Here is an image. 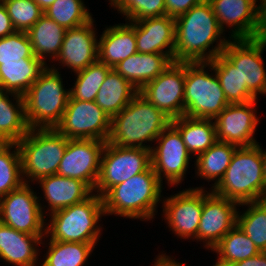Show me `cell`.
Masks as SVG:
<instances>
[{"instance_id":"6","label":"cell","mask_w":266,"mask_h":266,"mask_svg":"<svg viewBox=\"0 0 266 266\" xmlns=\"http://www.w3.org/2000/svg\"><path fill=\"white\" fill-rule=\"evenodd\" d=\"M264 183L260 145L257 143L236 148L223 178L211 191L240 205L256 201Z\"/></svg>"},{"instance_id":"28","label":"cell","mask_w":266,"mask_h":266,"mask_svg":"<svg viewBox=\"0 0 266 266\" xmlns=\"http://www.w3.org/2000/svg\"><path fill=\"white\" fill-rule=\"evenodd\" d=\"M138 92L128 80L112 68L101 85L95 102L112 119Z\"/></svg>"},{"instance_id":"22","label":"cell","mask_w":266,"mask_h":266,"mask_svg":"<svg viewBox=\"0 0 266 266\" xmlns=\"http://www.w3.org/2000/svg\"><path fill=\"white\" fill-rule=\"evenodd\" d=\"M45 236L17 231L0 222V259L12 266L39 265L38 245L45 244Z\"/></svg>"},{"instance_id":"23","label":"cell","mask_w":266,"mask_h":266,"mask_svg":"<svg viewBox=\"0 0 266 266\" xmlns=\"http://www.w3.org/2000/svg\"><path fill=\"white\" fill-rule=\"evenodd\" d=\"M135 53V21L106 27L98 40V61L110 68L116 67L122 60Z\"/></svg>"},{"instance_id":"12","label":"cell","mask_w":266,"mask_h":266,"mask_svg":"<svg viewBox=\"0 0 266 266\" xmlns=\"http://www.w3.org/2000/svg\"><path fill=\"white\" fill-rule=\"evenodd\" d=\"M158 144L151 148V167L163 183L177 186L184 180L189 161L192 158L188 152L180 132L170 124L156 138Z\"/></svg>"},{"instance_id":"4","label":"cell","mask_w":266,"mask_h":266,"mask_svg":"<svg viewBox=\"0 0 266 266\" xmlns=\"http://www.w3.org/2000/svg\"><path fill=\"white\" fill-rule=\"evenodd\" d=\"M49 66L23 95L30 129L55 128L61 122L70 97V89L65 90L63 86L61 72L55 64Z\"/></svg>"},{"instance_id":"40","label":"cell","mask_w":266,"mask_h":266,"mask_svg":"<svg viewBox=\"0 0 266 266\" xmlns=\"http://www.w3.org/2000/svg\"><path fill=\"white\" fill-rule=\"evenodd\" d=\"M125 16V21H139L165 15V0H108Z\"/></svg>"},{"instance_id":"14","label":"cell","mask_w":266,"mask_h":266,"mask_svg":"<svg viewBox=\"0 0 266 266\" xmlns=\"http://www.w3.org/2000/svg\"><path fill=\"white\" fill-rule=\"evenodd\" d=\"M185 63L173 62L139 93L171 119L184 115Z\"/></svg>"},{"instance_id":"1","label":"cell","mask_w":266,"mask_h":266,"mask_svg":"<svg viewBox=\"0 0 266 266\" xmlns=\"http://www.w3.org/2000/svg\"><path fill=\"white\" fill-rule=\"evenodd\" d=\"M175 31L174 62L208 63L222 54L231 40L222 37L224 31L208 0H203L177 17Z\"/></svg>"},{"instance_id":"32","label":"cell","mask_w":266,"mask_h":266,"mask_svg":"<svg viewBox=\"0 0 266 266\" xmlns=\"http://www.w3.org/2000/svg\"><path fill=\"white\" fill-rule=\"evenodd\" d=\"M212 251L217 254V261L213 266H230L261 252L237 224Z\"/></svg>"},{"instance_id":"24","label":"cell","mask_w":266,"mask_h":266,"mask_svg":"<svg viewBox=\"0 0 266 266\" xmlns=\"http://www.w3.org/2000/svg\"><path fill=\"white\" fill-rule=\"evenodd\" d=\"M37 183L40 184L43 198L48 203V210L44 211L45 216L49 212L53 213L82 202L93 193L83 181L58 174L40 178Z\"/></svg>"},{"instance_id":"48","label":"cell","mask_w":266,"mask_h":266,"mask_svg":"<svg viewBox=\"0 0 266 266\" xmlns=\"http://www.w3.org/2000/svg\"><path fill=\"white\" fill-rule=\"evenodd\" d=\"M38 6L46 11L56 0H33Z\"/></svg>"},{"instance_id":"45","label":"cell","mask_w":266,"mask_h":266,"mask_svg":"<svg viewBox=\"0 0 266 266\" xmlns=\"http://www.w3.org/2000/svg\"><path fill=\"white\" fill-rule=\"evenodd\" d=\"M230 266H266V251L260 252L251 258L239 261Z\"/></svg>"},{"instance_id":"17","label":"cell","mask_w":266,"mask_h":266,"mask_svg":"<svg viewBox=\"0 0 266 266\" xmlns=\"http://www.w3.org/2000/svg\"><path fill=\"white\" fill-rule=\"evenodd\" d=\"M203 188L183 189L163 199L162 215L178 238L196 239L203 209Z\"/></svg>"},{"instance_id":"43","label":"cell","mask_w":266,"mask_h":266,"mask_svg":"<svg viewBox=\"0 0 266 266\" xmlns=\"http://www.w3.org/2000/svg\"><path fill=\"white\" fill-rule=\"evenodd\" d=\"M259 1V5L256 4V24L253 39L266 43V0Z\"/></svg>"},{"instance_id":"13","label":"cell","mask_w":266,"mask_h":266,"mask_svg":"<svg viewBox=\"0 0 266 266\" xmlns=\"http://www.w3.org/2000/svg\"><path fill=\"white\" fill-rule=\"evenodd\" d=\"M266 43L255 39H231L222 54L238 70L242 86L258 99V95H266V70L263 52Z\"/></svg>"},{"instance_id":"36","label":"cell","mask_w":266,"mask_h":266,"mask_svg":"<svg viewBox=\"0 0 266 266\" xmlns=\"http://www.w3.org/2000/svg\"><path fill=\"white\" fill-rule=\"evenodd\" d=\"M108 65L96 61L87 68L75 72L76 81L70 89L74 100L95 101L97 93L111 70Z\"/></svg>"},{"instance_id":"18","label":"cell","mask_w":266,"mask_h":266,"mask_svg":"<svg viewBox=\"0 0 266 266\" xmlns=\"http://www.w3.org/2000/svg\"><path fill=\"white\" fill-rule=\"evenodd\" d=\"M256 100L246 103L229 104L214 119L217 141L233 144L237 147L253 146L258 142L254 133L260 118L256 113Z\"/></svg>"},{"instance_id":"41","label":"cell","mask_w":266,"mask_h":266,"mask_svg":"<svg viewBox=\"0 0 266 266\" xmlns=\"http://www.w3.org/2000/svg\"><path fill=\"white\" fill-rule=\"evenodd\" d=\"M16 31L27 32L44 14L33 0H0Z\"/></svg>"},{"instance_id":"20","label":"cell","mask_w":266,"mask_h":266,"mask_svg":"<svg viewBox=\"0 0 266 266\" xmlns=\"http://www.w3.org/2000/svg\"><path fill=\"white\" fill-rule=\"evenodd\" d=\"M175 19L168 16L135 21L138 53L166 54L174 61Z\"/></svg>"},{"instance_id":"3","label":"cell","mask_w":266,"mask_h":266,"mask_svg":"<svg viewBox=\"0 0 266 266\" xmlns=\"http://www.w3.org/2000/svg\"><path fill=\"white\" fill-rule=\"evenodd\" d=\"M162 182L150 166L146 171L112 187L102 198L105 215L148 221L154 219L160 198Z\"/></svg>"},{"instance_id":"42","label":"cell","mask_w":266,"mask_h":266,"mask_svg":"<svg viewBox=\"0 0 266 266\" xmlns=\"http://www.w3.org/2000/svg\"><path fill=\"white\" fill-rule=\"evenodd\" d=\"M202 1L203 0H165V15L176 19Z\"/></svg>"},{"instance_id":"27","label":"cell","mask_w":266,"mask_h":266,"mask_svg":"<svg viewBox=\"0 0 266 266\" xmlns=\"http://www.w3.org/2000/svg\"><path fill=\"white\" fill-rule=\"evenodd\" d=\"M214 119L182 117L171 120V124L180 132L188 152L198 156L217 142Z\"/></svg>"},{"instance_id":"38","label":"cell","mask_w":266,"mask_h":266,"mask_svg":"<svg viewBox=\"0 0 266 266\" xmlns=\"http://www.w3.org/2000/svg\"><path fill=\"white\" fill-rule=\"evenodd\" d=\"M83 0H56L44 14L66 29L76 28L91 21L92 15Z\"/></svg>"},{"instance_id":"7","label":"cell","mask_w":266,"mask_h":266,"mask_svg":"<svg viewBox=\"0 0 266 266\" xmlns=\"http://www.w3.org/2000/svg\"><path fill=\"white\" fill-rule=\"evenodd\" d=\"M68 140L55 128L30 129L17 142L24 183L57 174Z\"/></svg>"},{"instance_id":"31","label":"cell","mask_w":266,"mask_h":266,"mask_svg":"<svg viewBox=\"0 0 266 266\" xmlns=\"http://www.w3.org/2000/svg\"><path fill=\"white\" fill-rule=\"evenodd\" d=\"M47 65L44 62H3L0 64V90L23 96Z\"/></svg>"},{"instance_id":"25","label":"cell","mask_w":266,"mask_h":266,"mask_svg":"<svg viewBox=\"0 0 266 266\" xmlns=\"http://www.w3.org/2000/svg\"><path fill=\"white\" fill-rule=\"evenodd\" d=\"M173 62L166 54L137 52L122 60L113 69L139 91L146 83L157 78Z\"/></svg>"},{"instance_id":"15","label":"cell","mask_w":266,"mask_h":266,"mask_svg":"<svg viewBox=\"0 0 266 266\" xmlns=\"http://www.w3.org/2000/svg\"><path fill=\"white\" fill-rule=\"evenodd\" d=\"M105 144L97 139H69L57 174L83 181L94 191Z\"/></svg>"},{"instance_id":"11","label":"cell","mask_w":266,"mask_h":266,"mask_svg":"<svg viewBox=\"0 0 266 266\" xmlns=\"http://www.w3.org/2000/svg\"><path fill=\"white\" fill-rule=\"evenodd\" d=\"M55 129L68 139L107 142L111 132V118L95 101L74 100L70 96L61 122Z\"/></svg>"},{"instance_id":"44","label":"cell","mask_w":266,"mask_h":266,"mask_svg":"<svg viewBox=\"0 0 266 266\" xmlns=\"http://www.w3.org/2000/svg\"><path fill=\"white\" fill-rule=\"evenodd\" d=\"M15 31L7 10L4 4L0 1V38L6 37Z\"/></svg>"},{"instance_id":"16","label":"cell","mask_w":266,"mask_h":266,"mask_svg":"<svg viewBox=\"0 0 266 266\" xmlns=\"http://www.w3.org/2000/svg\"><path fill=\"white\" fill-rule=\"evenodd\" d=\"M239 204L203 188V209L196 241L211 250L237 224Z\"/></svg>"},{"instance_id":"5","label":"cell","mask_w":266,"mask_h":266,"mask_svg":"<svg viewBox=\"0 0 266 266\" xmlns=\"http://www.w3.org/2000/svg\"><path fill=\"white\" fill-rule=\"evenodd\" d=\"M103 215V198L93 192L82 202L49 213L50 224L46 223L45 237L60 242L97 244Z\"/></svg>"},{"instance_id":"2","label":"cell","mask_w":266,"mask_h":266,"mask_svg":"<svg viewBox=\"0 0 266 266\" xmlns=\"http://www.w3.org/2000/svg\"><path fill=\"white\" fill-rule=\"evenodd\" d=\"M171 120L138 92L129 104L111 119V132L107 142L119 147L151 150L152 146L145 143L155 142L171 124Z\"/></svg>"},{"instance_id":"34","label":"cell","mask_w":266,"mask_h":266,"mask_svg":"<svg viewBox=\"0 0 266 266\" xmlns=\"http://www.w3.org/2000/svg\"><path fill=\"white\" fill-rule=\"evenodd\" d=\"M40 266H84L96 244L50 240Z\"/></svg>"},{"instance_id":"39","label":"cell","mask_w":266,"mask_h":266,"mask_svg":"<svg viewBox=\"0 0 266 266\" xmlns=\"http://www.w3.org/2000/svg\"><path fill=\"white\" fill-rule=\"evenodd\" d=\"M3 62H43L38 59L32 49L26 32L14 33L0 38V64Z\"/></svg>"},{"instance_id":"35","label":"cell","mask_w":266,"mask_h":266,"mask_svg":"<svg viewBox=\"0 0 266 266\" xmlns=\"http://www.w3.org/2000/svg\"><path fill=\"white\" fill-rule=\"evenodd\" d=\"M23 183L21 156L17 143H1L0 198L19 188Z\"/></svg>"},{"instance_id":"10","label":"cell","mask_w":266,"mask_h":266,"mask_svg":"<svg viewBox=\"0 0 266 266\" xmlns=\"http://www.w3.org/2000/svg\"><path fill=\"white\" fill-rule=\"evenodd\" d=\"M39 196L29 183H23L0 198V222L13 229L35 236H45L46 220Z\"/></svg>"},{"instance_id":"29","label":"cell","mask_w":266,"mask_h":266,"mask_svg":"<svg viewBox=\"0 0 266 266\" xmlns=\"http://www.w3.org/2000/svg\"><path fill=\"white\" fill-rule=\"evenodd\" d=\"M66 28L48 18L45 14L26 32L34 55L47 64L45 58L53 61L59 55Z\"/></svg>"},{"instance_id":"8","label":"cell","mask_w":266,"mask_h":266,"mask_svg":"<svg viewBox=\"0 0 266 266\" xmlns=\"http://www.w3.org/2000/svg\"><path fill=\"white\" fill-rule=\"evenodd\" d=\"M208 67L210 69L205 68ZM229 105L216 73L209 63H185L184 115L215 119Z\"/></svg>"},{"instance_id":"9","label":"cell","mask_w":266,"mask_h":266,"mask_svg":"<svg viewBox=\"0 0 266 266\" xmlns=\"http://www.w3.org/2000/svg\"><path fill=\"white\" fill-rule=\"evenodd\" d=\"M151 166V150L139 147H119L106 142L100 160L97 184L93 192L103 197L112 187Z\"/></svg>"},{"instance_id":"19","label":"cell","mask_w":266,"mask_h":266,"mask_svg":"<svg viewBox=\"0 0 266 266\" xmlns=\"http://www.w3.org/2000/svg\"><path fill=\"white\" fill-rule=\"evenodd\" d=\"M94 19L66 30L59 55L54 61L75 73L98 61V39Z\"/></svg>"},{"instance_id":"26","label":"cell","mask_w":266,"mask_h":266,"mask_svg":"<svg viewBox=\"0 0 266 266\" xmlns=\"http://www.w3.org/2000/svg\"><path fill=\"white\" fill-rule=\"evenodd\" d=\"M29 130L23 96L0 90V142L17 143Z\"/></svg>"},{"instance_id":"46","label":"cell","mask_w":266,"mask_h":266,"mask_svg":"<svg viewBox=\"0 0 266 266\" xmlns=\"http://www.w3.org/2000/svg\"><path fill=\"white\" fill-rule=\"evenodd\" d=\"M153 266H186V264L167 256L166 253H162L156 257Z\"/></svg>"},{"instance_id":"37","label":"cell","mask_w":266,"mask_h":266,"mask_svg":"<svg viewBox=\"0 0 266 266\" xmlns=\"http://www.w3.org/2000/svg\"><path fill=\"white\" fill-rule=\"evenodd\" d=\"M247 206L246 210L237 212V225L261 251H266V207L257 202H247L239 206Z\"/></svg>"},{"instance_id":"49","label":"cell","mask_w":266,"mask_h":266,"mask_svg":"<svg viewBox=\"0 0 266 266\" xmlns=\"http://www.w3.org/2000/svg\"><path fill=\"white\" fill-rule=\"evenodd\" d=\"M260 152L262 157V164H263V176L264 181L266 182V149H262V146H260Z\"/></svg>"},{"instance_id":"21","label":"cell","mask_w":266,"mask_h":266,"mask_svg":"<svg viewBox=\"0 0 266 266\" xmlns=\"http://www.w3.org/2000/svg\"><path fill=\"white\" fill-rule=\"evenodd\" d=\"M224 31L231 27L230 39H253L256 24V0H208Z\"/></svg>"},{"instance_id":"30","label":"cell","mask_w":266,"mask_h":266,"mask_svg":"<svg viewBox=\"0 0 266 266\" xmlns=\"http://www.w3.org/2000/svg\"><path fill=\"white\" fill-rule=\"evenodd\" d=\"M237 146L222 141L215 142L207 151L198 155L194 165L196 175L208 182L215 180L211 189L223 178Z\"/></svg>"},{"instance_id":"47","label":"cell","mask_w":266,"mask_h":266,"mask_svg":"<svg viewBox=\"0 0 266 266\" xmlns=\"http://www.w3.org/2000/svg\"><path fill=\"white\" fill-rule=\"evenodd\" d=\"M260 206L266 207V182L262 186L256 201Z\"/></svg>"},{"instance_id":"33","label":"cell","mask_w":266,"mask_h":266,"mask_svg":"<svg viewBox=\"0 0 266 266\" xmlns=\"http://www.w3.org/2000/svg\"><path fill=\"white\" fill-rule=\"evenodd\" d=\"M208 63L214 69L229 104L256 100L247 87L242 86L238 70L223 54H219Z\"/></svg>"}]
</instances>
